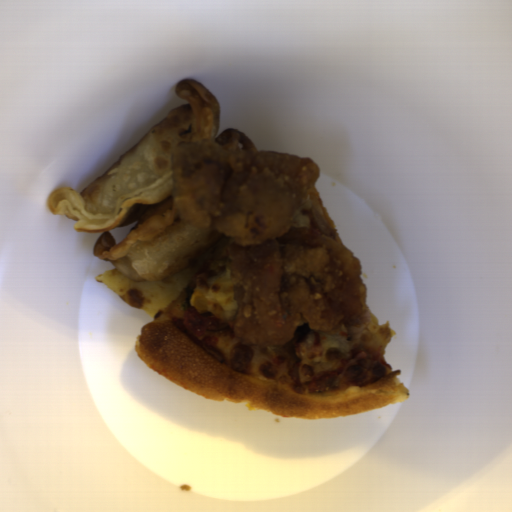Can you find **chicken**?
<instances>
[{"mask_svg": "<svg viewBox=\"0 0 512 512\" xmlns=\"http://www.w3.org/2000/svg\"><path fill=\"white\" fill-rule=\"evenodd\" d=\"M320 173L310 157L231 150L209 138L172 148L179 220L230 238L234 335L242 343L282 345L305 322L333 333L363 320L362 262L319 230L293 225Z\"/></svg>", "mask_w": 512, "mask_h": 512, "instance_id": "chicken-1", "label": "chicken"}]
</instances>
